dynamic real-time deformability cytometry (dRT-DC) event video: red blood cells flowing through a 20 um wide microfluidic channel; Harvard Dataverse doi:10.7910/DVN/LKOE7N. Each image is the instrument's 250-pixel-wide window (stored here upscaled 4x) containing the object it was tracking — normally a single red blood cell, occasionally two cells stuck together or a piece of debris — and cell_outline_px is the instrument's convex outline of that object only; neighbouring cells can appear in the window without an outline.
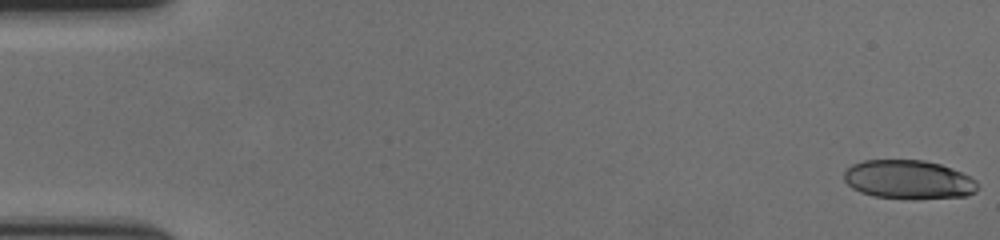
{"species": "human", "species_latin": "Homo sapiens", "temperature_condition": "cold", "stored_images_in_passage": 58, "camera_frame_rate_fps": 3000, "um_per_image_px": 0.085, "donor": {"sex": "female"}, "frame": {"image": 1, "passage_image": 1, "time_ms": 0.0, "image_size_px": [1000, 240], "cell_outline_px": [[976, 192], [968, 196], [912, 200], [872, 196], [860, 192], [852, 188], [844, 180], [844, 172], [852, 164], [864, 160], [924, 160], [940, 164], [952, 168], [976, 180]], "centroid_in_image_um": [77.21, 15.28], "position_along_channel_um": 7.8, "area_um2": 30.58}}
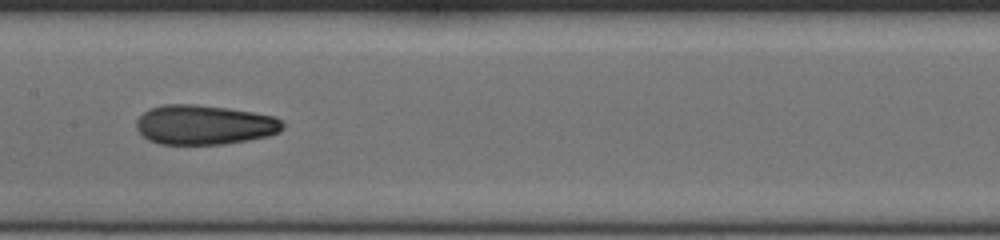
{"frame": {"image": 2, "passage_image": 30, "time_ms": 9.667, "image_size_px": [1000, 240], "cell_outline_px": [[284, 128], [280, 132], [268, 136], [248, 140], [224, 144], [160, 144], [148, 140], [136, 128], [136, 120], [144, 112], [152, 108], [164, 104], [196, 104], [228, 108], [276, 116], [284, 124]], "centroid_in_image_um": [17.39, 10.61], "position_along_channel_um": 190.0, "area_um2": 33.87}}
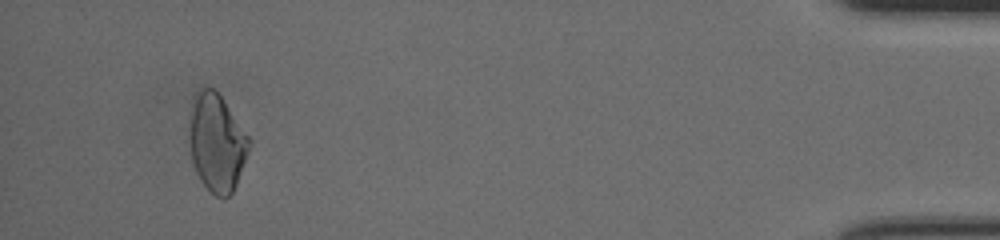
{"frame": {"image": 3, "passage_image": 55, "time_ms": 18.0, "image_size_px": [1000, 240], "cell_outline_px": [[252, 144], [236, 184], [232, 192], [224, 200], [216, 196], [200, 180], [192, 164], [188, 136], [192, 96], [200, 84], [212, 88], [220, 96], [252, 140]], "centroid_in_image_um": [18.4, 12.09], "position_along_channel_um": 416.8, "area_um2": 34.56}, "authors_computed_cell_mechanics": {"area_um2": 33.1194, "velocity_mm_per_s": 3.5823, "shape_relaxation_time_tau1_ms": null, "shape_relaxation_time_tau2_ms": 2.1812, "deformation_change_tau1": null, "deformation_change_tau2": 0.0812}}